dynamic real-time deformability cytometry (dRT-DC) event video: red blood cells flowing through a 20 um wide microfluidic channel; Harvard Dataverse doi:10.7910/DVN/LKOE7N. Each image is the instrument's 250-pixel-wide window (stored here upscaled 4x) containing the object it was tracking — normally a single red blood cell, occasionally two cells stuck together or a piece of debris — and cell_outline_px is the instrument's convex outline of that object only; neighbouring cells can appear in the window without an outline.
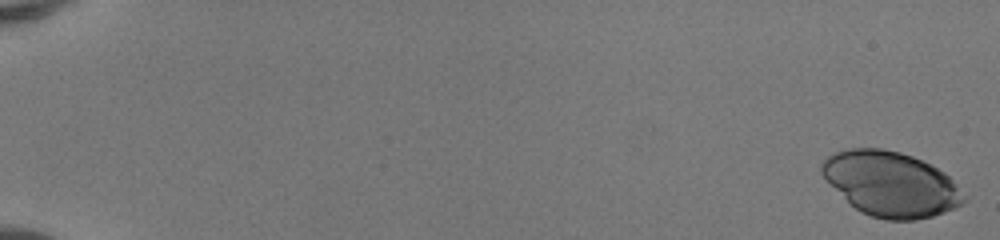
{"species": "human", "species_latin": "Homo sapiens", "temperature_condition": "room temperature", "stored_images_in_passage": 51, "camera_frame_rate_fps": 3000, "um_per_image_px": 0.085, "donor": {"sex": "female"}, "frame": {"image": 1, "passage_image": 1, "time_ms": 0.0, "image_size_px": [1000, 240], "cell_outline_px": [[968, 200], [956, 208], [932, 216], [916, 220], [888, 220], [872, 216], [860, 212], [820, 172], [820, 164], [828, 156], [836, 152], [848, 148], [880, 148], [900, 152], [912, 156], [932, 164], [944, 172], [968, 196]], "centroid_in_image_um": [75.78, 15.63], "position_along_channel_um": 9.2, "area_um2": 53.41}}